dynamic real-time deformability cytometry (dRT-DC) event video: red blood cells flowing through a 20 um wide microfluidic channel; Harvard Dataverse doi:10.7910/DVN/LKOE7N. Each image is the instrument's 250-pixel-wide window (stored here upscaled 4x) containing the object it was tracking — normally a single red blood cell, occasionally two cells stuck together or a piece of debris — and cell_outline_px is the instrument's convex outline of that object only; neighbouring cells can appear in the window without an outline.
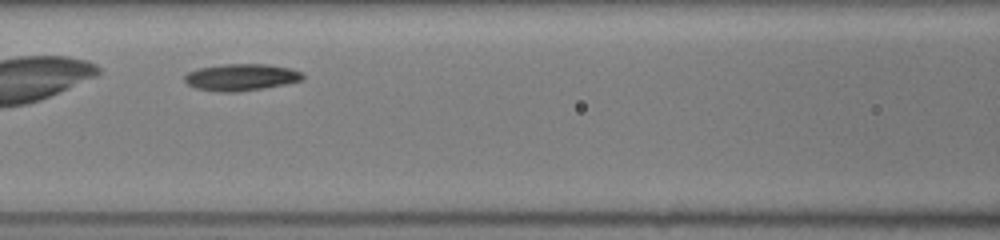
{"species": "common noctule bat (a hibernating species)", "species_latin": "Nyctalus noctula", "temperature_condition": "room temperature", "stored_images_in_passage": 26, "camera_frame_rate_fps": 3000, "um_per_image_px": 0.085, "animal": {"sex": "female", "body_mass_g": 19.5, "forearm_length_mm": 54.1}, "frame": {"image": 1, "passage_image": 8, "time_ms": 2.333, "image_size_px": [1000, 240], "cell_outline_px": [[304, 80], [264, 88], [236, 92], [220, 92], [196, 88], [188, 84], [184, 80], [184, 76], [188, 72], [200, 68], [224, 64], [268, 64], [288, 68], [300, 72], [304, 76]], "centroid_in_image_um": [20.49, 6.57], "position_along_channel_um": 146.1, "area_um2": 18.32}}
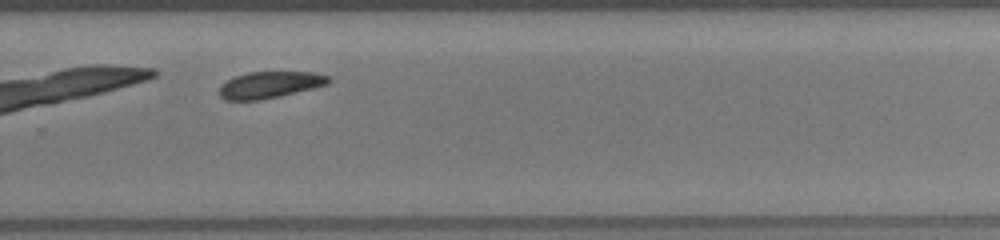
{"frame": {"image": 2, "passage_image": 19, "time_ms": 6.0, "image_size_px": [1000, 240], "cell_outline_px": [[332, 80], [328, 84], [312, 88], [260, 100], [224, 100], [220, 96], [220, 84], [236, 76], [248, 72], [316, 72], [332, 76]], "centroid_in_image_um": [22.96, 7.19], "position_along_channel_um": 306.8, "area_um2": 16.88}}
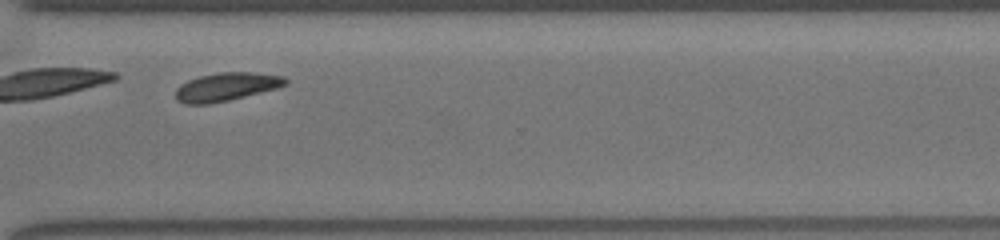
{"frame": {"image": 3, "passage_image": 22, "time_ms": 7.0, "image_size_px": [1000, 240], "cell_outline_px": [[288, 84], [276, 88], [228, 100], [208, 104], [184, 104], [176, 100], [176, 88], [180, 84], [188, 80], [200, 76], [220, 72], [252, 72], [284, 76], [288, 80]], "centroid_in_image_um": [19.22, 7.37], "position_along_channel_um": 351.4, "area_um2": 18.03}}